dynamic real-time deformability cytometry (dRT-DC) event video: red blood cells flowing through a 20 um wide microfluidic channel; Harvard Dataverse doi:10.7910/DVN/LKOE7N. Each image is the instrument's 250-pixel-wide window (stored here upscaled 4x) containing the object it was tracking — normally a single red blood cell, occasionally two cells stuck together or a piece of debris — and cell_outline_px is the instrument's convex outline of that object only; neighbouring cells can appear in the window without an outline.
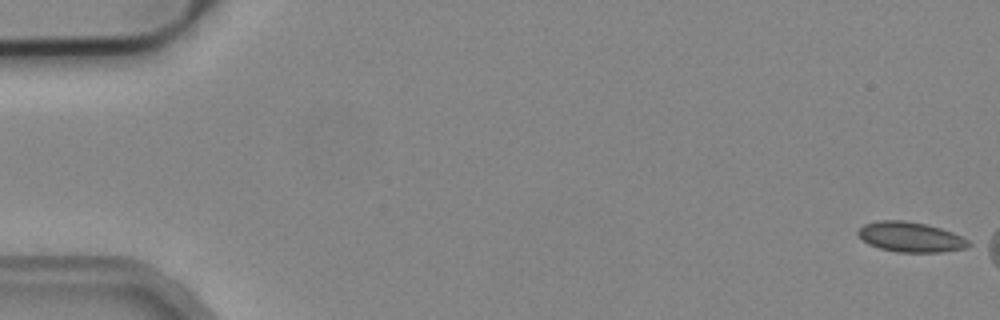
{"species": "common noctule bat (a hibernating species)", "species_latin": "Nyctalus noctula", "temperature_condition": "cold", "stored_images_in_passage": 4, "camera_frame_rate_fps": 3000, "um_per_image_px": 0.085, "animal": {"sex": "male", "body_mass_g": 19.2, "forearm_length_mm": 51.8}, "frame": {"image": 1, "passage_image": 1, "time_ms": 0.0, "image_size_px": [1000, 320], "cell_outline_px": [[972, 244], [964, 248], [940, 252], [896, 252], [880, 248], [868, 244], [856, 232], [864, 224], [876, 220], [904, 220], [924, 224], [940, 228], [952, 232], [968, 240]], "centroid_in_image_um": [77.37, 20.14], "position_along_channel_um": 7.6, "area_um2": 19.19}}